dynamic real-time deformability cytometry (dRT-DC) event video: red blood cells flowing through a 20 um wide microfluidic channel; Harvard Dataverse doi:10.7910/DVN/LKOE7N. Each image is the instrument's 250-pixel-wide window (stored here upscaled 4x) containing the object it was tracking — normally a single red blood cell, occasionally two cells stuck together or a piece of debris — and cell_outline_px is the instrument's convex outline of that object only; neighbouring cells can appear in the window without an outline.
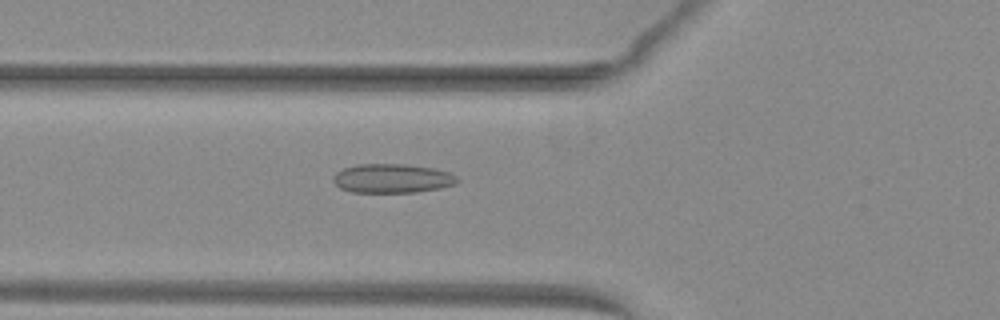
{"species": "common noctule bat (a hibernating species)", "species_latin": "Nyctalus noctula", "temperature_condition": "warm", "stored_images_in_passage": 52, "camera_frame_rate_fps": 3000, "um_per_image_px": 0.085, "animal": {"sex": "female", "body_mass_g": 29.2, "forearm_length_mm": 56.3}, "frame": {"image": 1, "passage_image": 20, "time_ms": 6.333, "image_size_px": [1000, 320], "cell_outline_px": [[460, 180], [456, 184], [440, 188], [416, 192], [352, 192], [340, 188], [332, 180], [332, 176], [336, 172], [344, 168], [356, 164], [404, 164], [432, 168], [448, 172], [456, 176]], "centroid_in_image_um": [33.32, 15.16], "position_along_channel_um": 92.5, "area_um2": 21.04}}
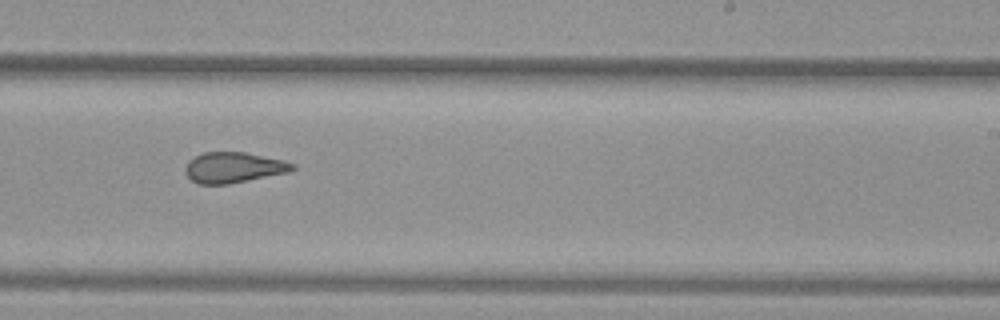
{"frame": {"image": 2, "passage_image": 33, "time_ms": 10.667, "image_size_px": [1000, 320], "cell_outline_px": [[296, 168], [288, 172], [228, 184], [200, 184], [192, 180], [184, 172], [184, 168], [188, 160], [204, 152], [244, 152], [284, 160], [296, 164]], "centroid_in_image_um": [19.85, 14.23], "position_along_channel_um": 269.2, "area_um2": 19.07}}
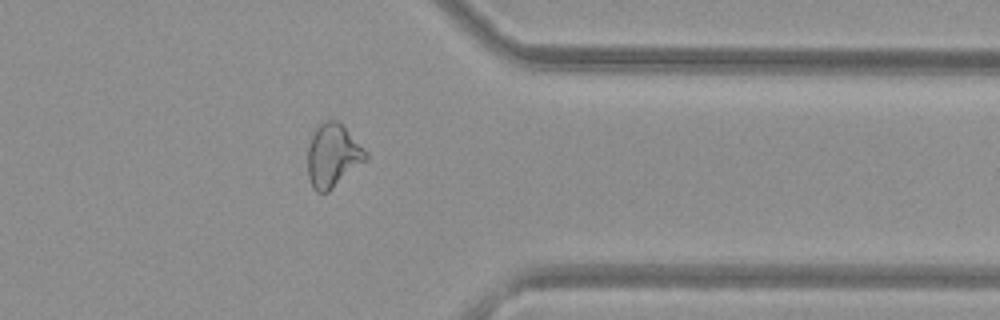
{"frame": {"image": 3, "passage_image": 42, "time_ms": 13.667, "image_size_px": [1000, 320], "cell_outline_px": [[368, 156], [364, 160], [328, 192], [316, 192], [312, 188], [308, 176], [308, 148], [312, 136], [316, 128], [324, 120], [336, 120], [368, 152]], "centroid_in_image_um": [28.25, 13.23], "position_along_channel_um": 383.1, "area_um2": 20.81}, "authors_computed_cell_mechanics": {"area_um2": 21.5883, "velocity_mm_per_s": 4.0751, "shape_relaxation_time_tau1_ms": null, "shape_relaxation_time_tau2_ms": 1.6555, "deformation_change_tau1": null, "deformation_change_tau2": 0.0884}}